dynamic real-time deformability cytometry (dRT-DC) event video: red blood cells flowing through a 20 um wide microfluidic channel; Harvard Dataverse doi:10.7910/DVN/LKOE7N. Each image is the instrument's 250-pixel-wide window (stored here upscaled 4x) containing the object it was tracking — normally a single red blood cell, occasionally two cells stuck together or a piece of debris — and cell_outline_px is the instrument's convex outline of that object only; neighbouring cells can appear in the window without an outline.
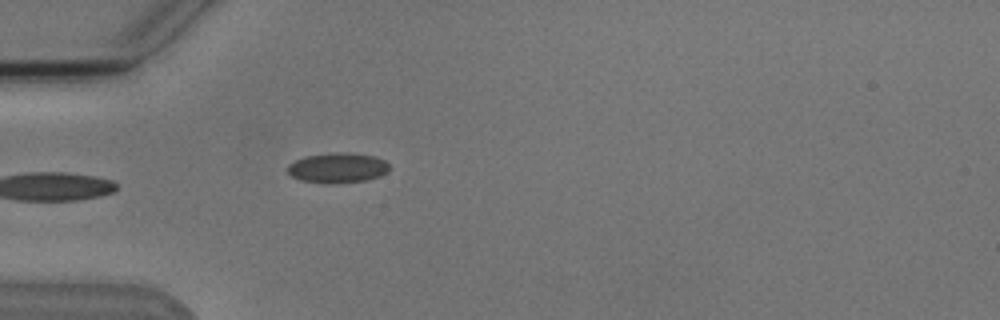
{"species": "Egyptian fruit bat (a non-hibernating species)", "species_latin": "Rousettus aegyptiacus", "temperature_condition": "cold", "stored_images_in_passage": 5, "camera_frame_rate_fps": 3000, "um_per_image_px": 0.085, "animal": {"sex": "male"}, "frame": {"image": 1, "passage_image": 5, "time_ms": 5.667, "image_size_px": [1000, 320], "cell_outline_px": [[388, 172], [380, 176], [368, 180], [300, 180], [292, 176], [288, 172], [288, 164], [304, 156], [332, 152], [348, 152], [376, 156], [384, 160], [388, 164]], "centroid_in_image_um": [28.73, 14.19], "position_along_channel_um": 56.3, "area_um2": 17.05}}